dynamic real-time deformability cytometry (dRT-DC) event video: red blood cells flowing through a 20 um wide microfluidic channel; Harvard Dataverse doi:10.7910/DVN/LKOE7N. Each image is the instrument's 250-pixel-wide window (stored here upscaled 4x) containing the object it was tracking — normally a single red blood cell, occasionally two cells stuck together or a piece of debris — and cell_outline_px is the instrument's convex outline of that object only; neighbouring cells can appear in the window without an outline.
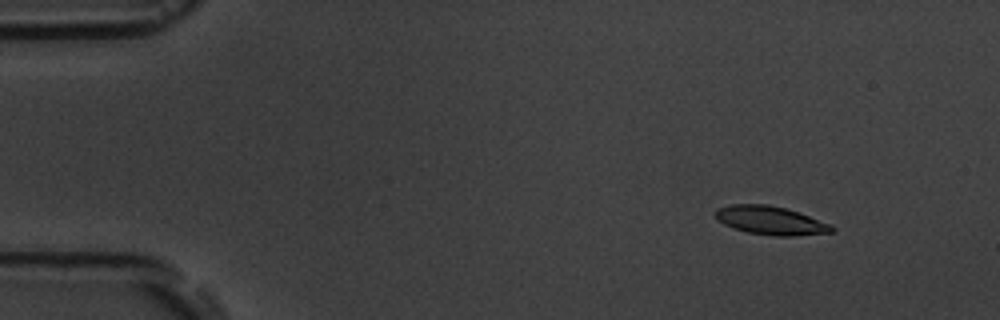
{"species": "common noctule bat (a hibernating species)", "species_latin": "Nyctalus noctula", "temperature_condition": "room temperature", "stored_images_in_passage": 4, "camera_frame_rate_fps": 3000, "um_per_image_px": 0.085, "animal": {"sex": "male", "body_mass_g": 19.5, "forearm_length_mm": 54.6}, "frame": {"image": 1, "passage_image": 2, "time_ms": 1.0, "image_size_px": [1000, 320], "cell_outline_px": [[836, 232], [792, 236], [772, 236], [748, 232], [724, 224], [716, 216], [716, 208], [732, 204], [768, 204], [784, 208], [832, 224], [836, 228]], "centroid_in_image_um": [65.55, 18.74], "position_along_channel_um": 19.4, "area_um2": 19.19}}